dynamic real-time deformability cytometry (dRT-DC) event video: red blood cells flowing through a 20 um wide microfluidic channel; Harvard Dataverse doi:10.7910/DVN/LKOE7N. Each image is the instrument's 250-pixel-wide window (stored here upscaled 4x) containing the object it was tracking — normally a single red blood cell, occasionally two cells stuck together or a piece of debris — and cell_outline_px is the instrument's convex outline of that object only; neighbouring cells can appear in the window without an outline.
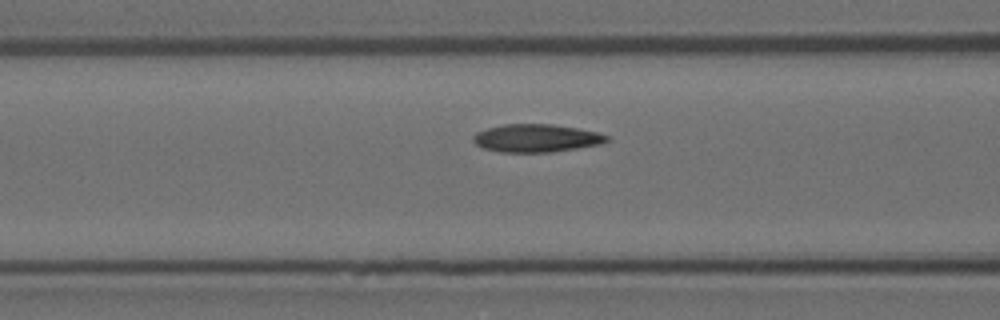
{"species": "Egyptian fruit bat (a non-hibernating species)", "species_latin": "Rousettus aegyptiacus", "temperature_condition": "room temperature", "stored_images_in_passage": 9, "segment_of_instrument_passage": [2, 2], "camera_frame_rate_fps": 3000, "um_per_image_px": 0.085, "animal": {"sex": "female"}, "frame": {"image": 1, "passage_image": 9, "time_ms": 2.667, "image_size_px": [1000, 320], "cell_outline_px": [[612, 140], [600, 144], [552, 152], [500, 152], [484, 148], [476, 144], [472, 140], [472, 136], [476, 132], [488, 128], [504, 124], [552, 124], [576, 128], [596, 132], [608, 136]], "centroid_in_image_um": [45.58, 11.74], "position_along_channel_um": 121.0, "area_um2": 21.68}}